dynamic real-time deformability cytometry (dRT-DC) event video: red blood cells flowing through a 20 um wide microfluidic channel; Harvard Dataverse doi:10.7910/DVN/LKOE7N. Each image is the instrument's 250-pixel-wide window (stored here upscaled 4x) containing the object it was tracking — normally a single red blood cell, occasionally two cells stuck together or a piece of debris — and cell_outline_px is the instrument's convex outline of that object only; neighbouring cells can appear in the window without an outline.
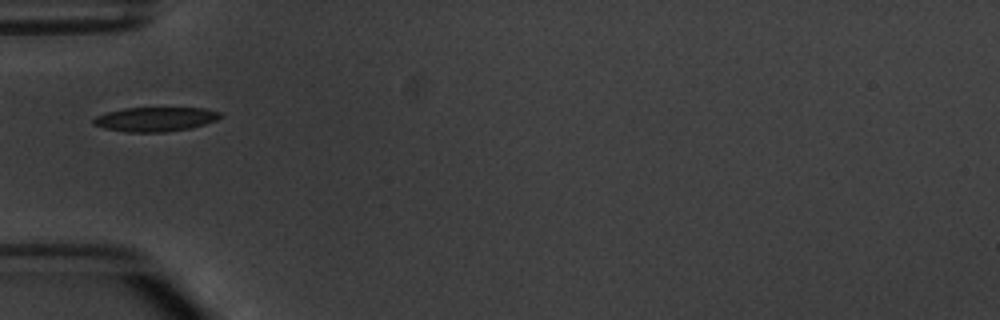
{"species": "common noctule bat (a hibernating species)", "species_latin": "Nyctalus noctula", "temperature_condition": "warm", "stored_images_in_passage": 8, "camera_frame_rate_fps": 3000, "um_per_image_px": 0.085, "animal": {"sex": "male", "body_mass_g": 20.1, "forearm_length_mm": 53.5}, "frame": {"image": 1, "passage_image": 4, "time_ms": 3.667, "image_size_px": [1000, 320], "cell_outline_px": [[220, 116], [216, 120], [204, 124], [188, 128], [168, 132], [124, 132], [104, 128], [92, 124], [92, 120], [96, 116], [108, 112], [124, 108], [204, 108], [220, 112]], "centroid_in_image_um": [13.16, 10.14], "position_along_channel_um": 71.8, "area_um2": 17.86}}
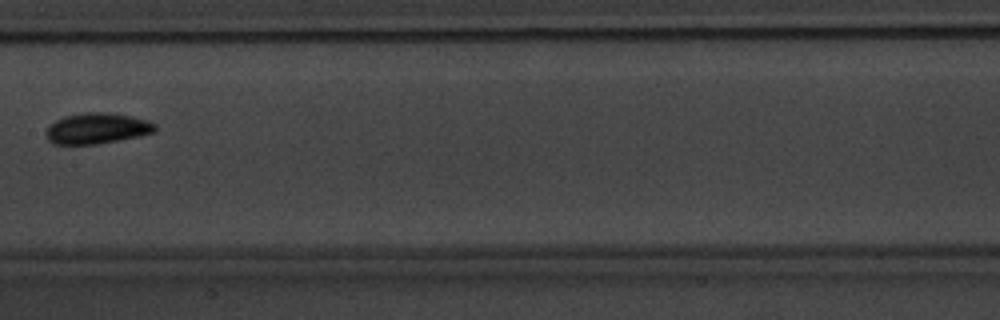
{"frame": {"image": 2, "passage_image": 7, "time_ms": 7.0, "image_size_px": [1000, 320], "cell_outline_px": [[156, 128], [152, 132], [140, 136], [96, 144], [52, 144], [48, 140], [44, 132], [56, 120], [64, 116], [84, 112], [108, 112], [148, 120], [156, 124]], "centroid_in_image_um": [8.22, 10.91], "position_along_channel_um": 199.2, "area_um2": 19.48}}
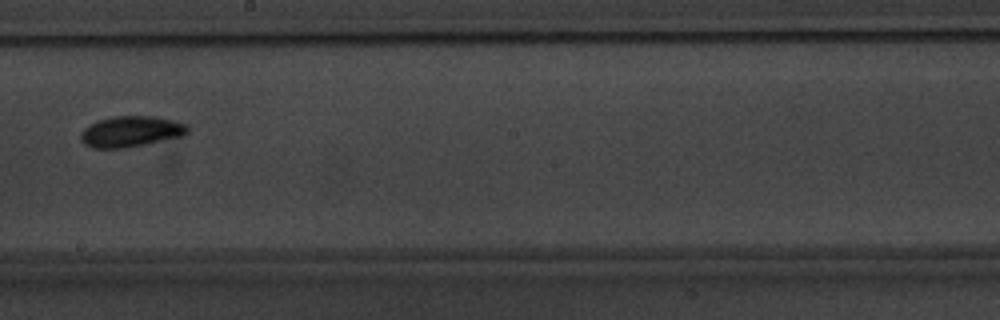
{"frame": {"image": 3, "passage_image": 8, "time_ms": 8.0, "image_size_px": [1000, 320], "cell_outline_px": [[188, 132], [184, 136], [128, 148], [92, 148], [84, 144], [80, 140], [80, 132], [84, 128], [100, 120], [112, 116], [152, 116], [176, 120], [188, 124]], "centroid_in_image_um": [11.16, 11.19], "position_along_channel_um": 237.0, "area_um2": 19.48}}